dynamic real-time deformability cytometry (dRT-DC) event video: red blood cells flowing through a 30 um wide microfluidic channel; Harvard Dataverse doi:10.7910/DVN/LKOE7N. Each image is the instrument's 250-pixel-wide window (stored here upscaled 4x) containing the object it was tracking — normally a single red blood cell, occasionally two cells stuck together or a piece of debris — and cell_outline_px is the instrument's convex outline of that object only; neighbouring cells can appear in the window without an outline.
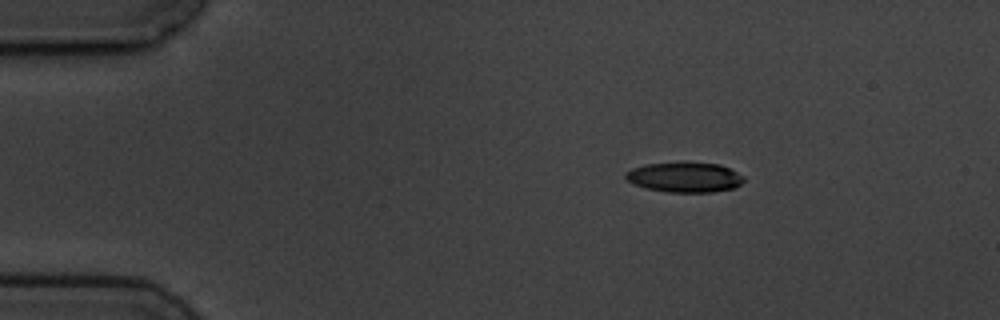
{"species": "common noctule bat (a hibernating species)", "species_latin": "Nyctalus noctula", "temperature_condition": "cold", "stored_images_in_passage": 5, "camera_frame_rate_fps": 3000, "um_per_image_px": 0.085, "animal": {"sex": "male", "body_mass_g": 19.5, "forearm_length_mm": 54.6}, "frame": {"image": 1, "passage_image": 3, "time_ms": 2.333, "image_size_px": [1000, 320], "cell_outline_px": [[744, 180], [740, 184], [732, 188], [712, 192], [668, 192], [648, 188], [636, 184], [628, 180], [624, 176], [624, 172], [632, 168], [644, 164], [720, 164], [744, 176]], "centroid_in_image_um": [58.19, 15.08], "position_along_channel_um": 26.8, "area_um2": 20.0}}